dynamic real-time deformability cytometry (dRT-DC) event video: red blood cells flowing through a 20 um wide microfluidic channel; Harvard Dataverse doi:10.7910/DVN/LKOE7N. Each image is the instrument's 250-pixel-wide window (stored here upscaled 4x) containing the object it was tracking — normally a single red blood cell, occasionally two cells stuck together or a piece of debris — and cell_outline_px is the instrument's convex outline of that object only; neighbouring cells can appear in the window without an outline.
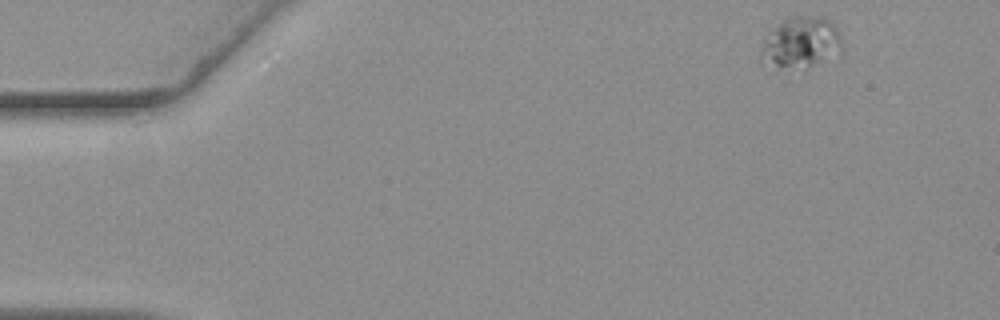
{"species": "common noctule bat (a hibernating species)", "species_latin": "Nyctalus noctula", "temperature_condition": "warm", "stored_images_in_passage": 11, "camera_frame_rate_fps": 3000, "um_per_image_px": 0.085, "animal": {"sex": "female", "body_mass_g": 19.3, "forearm_length_mm": 54.1}, "frame": {"image": 1, "passage_image": 1, "time_ms": 0.0, "image_size_px": [1000, 320], "cell_outline_px": [[844, 48], [804, 72], [776, 72], [760, 52], [764, 36], [768, 28], [788, 16], [824, 16], [832, 20], [840, 32], [844, 44]], "centroid_in_image_um": [68.06, 3.65], "position_along_channel_um": 16.9, "area_um2": 25.89}}